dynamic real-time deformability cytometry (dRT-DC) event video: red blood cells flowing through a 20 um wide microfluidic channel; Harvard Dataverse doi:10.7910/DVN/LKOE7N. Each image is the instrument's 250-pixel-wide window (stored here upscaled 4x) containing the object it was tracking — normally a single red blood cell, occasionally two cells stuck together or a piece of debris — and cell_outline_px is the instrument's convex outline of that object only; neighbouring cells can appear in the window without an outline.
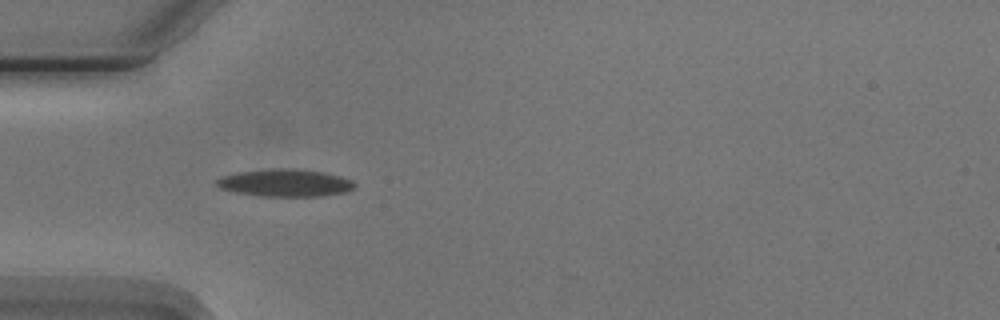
{"species": "Egyptian fruit bat (a non-hibernating species)", "species_latin": "Rousettus aegyptiacus", "temperature_condition": "cold", "stored_images_in_passage": 2, "camera_frame_rate_fps": 3000, "um_per_image_px": 0.085, "animal": {"sex": "male"}, "frame": {"image": 1, "passage_image": 1, "time_ms": 0.0, "image_size_px": [1000, 320], "cell_outline_px": [[356, 184], [352, 188], [344, 192], [324, 196], [260, 196], [236, 192], [220, 188], [216, 184], [216, 180], [224, 176], [236, 172], [272, 168], [292, 168], [324, 172], [340, 176], [352, 180]], "centroid_in_image_um": [24.24, 15.53], "position_along_channel_um": 60.8, "area_um2": 22.02}}
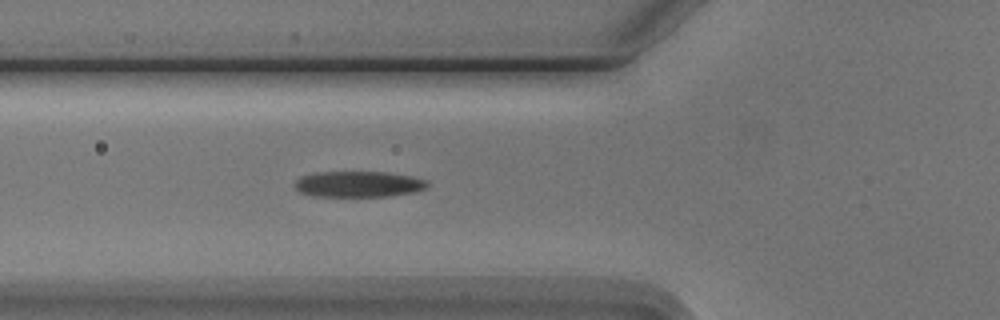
{"frame": {"image": 2, "passage_image": 2, "time_ms": 1.0, "image_size_px": [1000, 320], "cell_outline_px": [[428, 188], [416, 192], [392, 196], [312, 196], [300, 192], [292, 184], [300, 176], [316, 172], [388, 172], [412, 176], [428, 180]], "centroid_in_image_um": [30.5, 15.65], "position_along_channel_um": 95.3, "area_um2": 20.35}}